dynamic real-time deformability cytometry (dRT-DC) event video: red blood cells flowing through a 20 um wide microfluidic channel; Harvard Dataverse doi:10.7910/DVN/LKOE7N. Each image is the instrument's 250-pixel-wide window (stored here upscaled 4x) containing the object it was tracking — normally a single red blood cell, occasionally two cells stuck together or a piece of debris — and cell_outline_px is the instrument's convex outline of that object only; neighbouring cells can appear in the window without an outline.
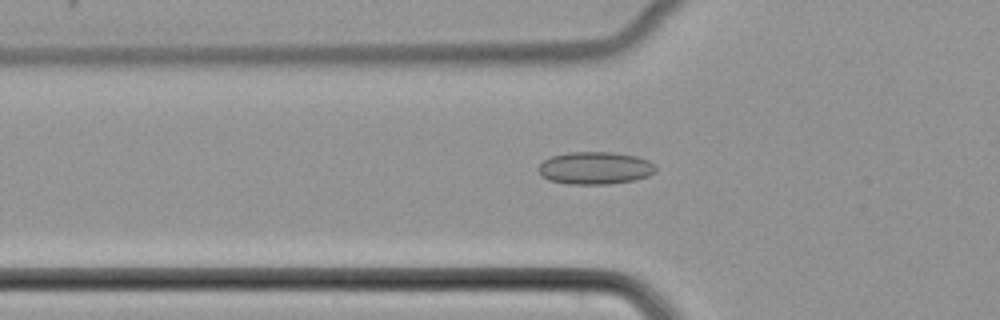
{"species": "common noctule bat (a hibernating species)", "species_latin": "Nyctalus noctula", "temperature_condition": "cold", "stored_images_in_passage": 37, "camera_frame_rate_fps": 3000, "um_per_image_px": 0.085, "animal": {"sex": "female", "body_mass_g": 22.7, "forearm_length_mm": 54.2}, "frame": {"image": 1, "passage_image": 4, "time_ms": 1.0, "image_size_px": [1000, 320], "cell_outline_px": [[656, 172], [648, 176], [632, 180], [608, 184], [568, 184], [548, 180], [540, 176], [536, 168], [544, 160], [552, 156], [568, 152], [612, 152], [636, 156], [648, 160], [656, 164]], "centroid_in_image_um": [50.56, 14.28], "position_along_channel_um": 75.2, "area_um2": 22.43}}
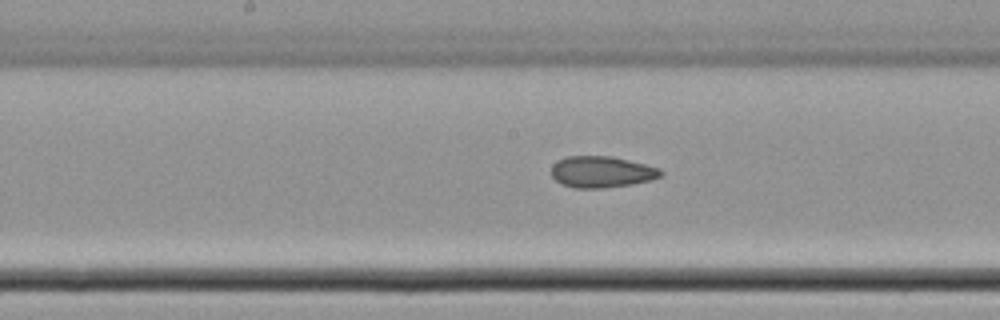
{"frame": {"image": 2, "passage_image": 13, "time_ms": 4.0, "image_size_px": [1000, 320], "cell_outline_px": [[664, 176], [652, 180], [632, 184], [604, 188], [576, 188], [564, 184], [556, 180], [552, 176], [552, 164], [556, 160], [568, 156], [612, 156], [660, 168], [664, 172]], "centroid_in_image_um": [51.17, 14.61], "position_along_channel_um": 197.0, "area_um2": 20.11}}
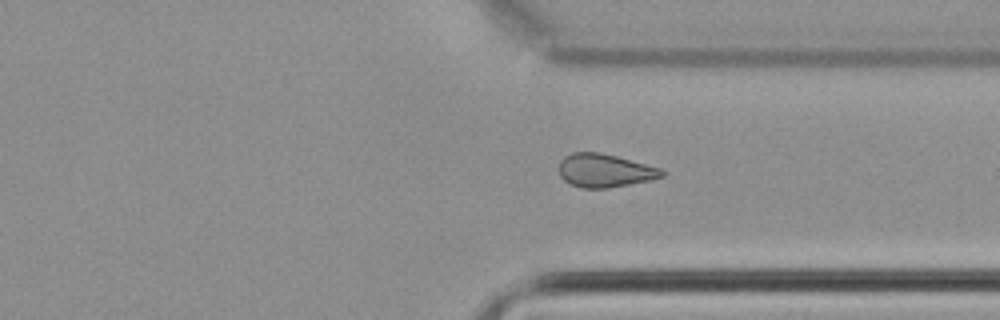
{"frame": {"image": 3, "passage_image": 25, "time_ms": 8.0, "image_size_px": [1000, 320], "cell_outline_px": [[668, 172], [664, 176], [648, 180], [608, 188], [580, 188], [564, 180], [560, 176], [560, 160], [564, 156], [572, 152], [600, 152], [616, 156], [660, 168]], "centroid_in_image_um": [51.4, 14.49], "position_along_channel_um": 360.0, "area_um2": 19.88}}